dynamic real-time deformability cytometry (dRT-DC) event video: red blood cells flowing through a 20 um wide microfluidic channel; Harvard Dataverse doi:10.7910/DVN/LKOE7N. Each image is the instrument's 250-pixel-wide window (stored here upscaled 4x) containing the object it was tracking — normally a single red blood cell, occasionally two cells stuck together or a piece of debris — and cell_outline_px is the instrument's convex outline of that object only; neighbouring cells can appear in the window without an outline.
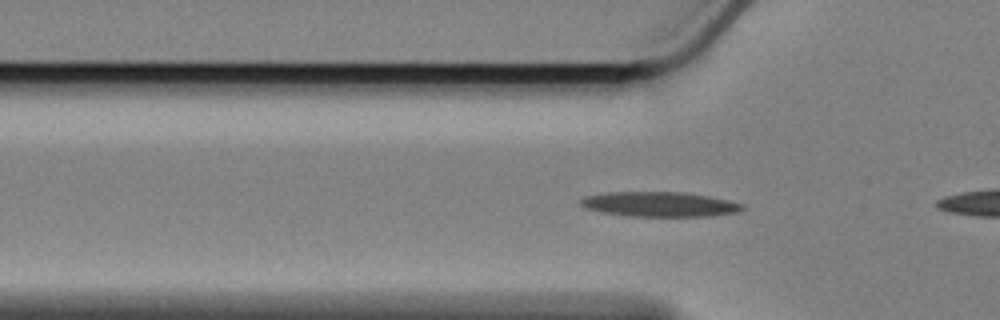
{"species": "Egyptian fruit bat (a non-hibernating species)", "species_latin": "Rousettus aegyptiacus", "temperature_condition": "cold", "stored_images_in_passage": 8, "camera_frame_rate_fps": 3000, "um_per_image_px": 0.085, "animal": {"sex": "female"}, "frame": {"image": 1, "passage_image": 6, "time_ms": 1.667, "image_size_px": [1000, 320], "cell_outline_px": [[744, 208], [736, 212], [712, 216], [628, 216], [604, 212], [588, 208], [580, 204], [580, 200], [584, 196], [608, 192], [684, 192], [708, 196], [728, 200], [744, 204]], "centroid_in_image_um": [56.08, 17.35], "position_along_channel_um": 69.7, "area_um2": 23.24}}